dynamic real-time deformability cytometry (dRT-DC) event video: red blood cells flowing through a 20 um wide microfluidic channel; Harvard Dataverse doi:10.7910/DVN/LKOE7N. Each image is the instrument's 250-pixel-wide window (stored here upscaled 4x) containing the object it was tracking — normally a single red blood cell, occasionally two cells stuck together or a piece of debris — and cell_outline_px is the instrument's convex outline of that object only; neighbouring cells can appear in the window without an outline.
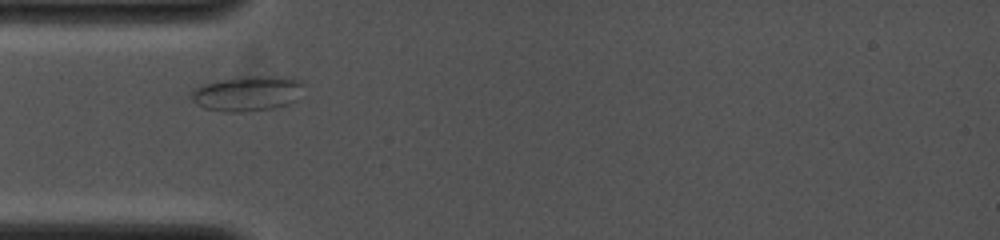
{"species": "common noctule bat (a hibernating species)", "species_latin": "Nyctalus noctula", "temperature_condition": "cold", "stored_images_in_passage": 2, "camera_frame_rate_fps": 4000, "um_per_image_px": 0.085, "animal": {"sex": "female", "body_mass_g": 19.0, "forearm_length_mm": 53.3}, "frame": {"image": 1, "passage_image": 1, "time_ms": 0.0, "image_size_px": [1000, 240], "cell_outline_px": [[304, 84], [296, 100], [288, 104], [272, 108], [240, 112], [224, 112], [204, 108], [196, 104], [192, 100], [192, 92], [200, 84], [240, 76], [292, 76], [300, 80]], "centroid_in_image_um": [21.04, 7.93], "position_along_channel_um": 64.0, "area_um2": 23.18}}
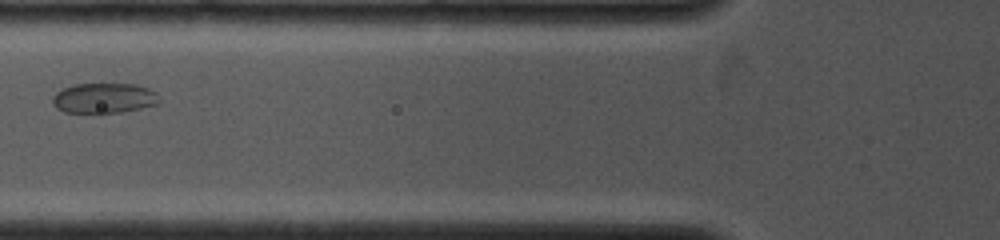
{"frame": {"image": 2, "passage_image": 2, "time_ms": 1.25, "image_size_px": [1000, 240], "cell_outline_px": [[160, 104], [120, 112], [96, 116], [64, 112], [56, 108], [52, 104], [52, 96], [56, 92], [64, 88], [76, 84], [136, 84], [148, 88], [156, 92], [160, 100]], "centroid_in_image_um": [8.81, 8.39], "position_along_channel_um": 117.0, "area_um2": 19.54}}